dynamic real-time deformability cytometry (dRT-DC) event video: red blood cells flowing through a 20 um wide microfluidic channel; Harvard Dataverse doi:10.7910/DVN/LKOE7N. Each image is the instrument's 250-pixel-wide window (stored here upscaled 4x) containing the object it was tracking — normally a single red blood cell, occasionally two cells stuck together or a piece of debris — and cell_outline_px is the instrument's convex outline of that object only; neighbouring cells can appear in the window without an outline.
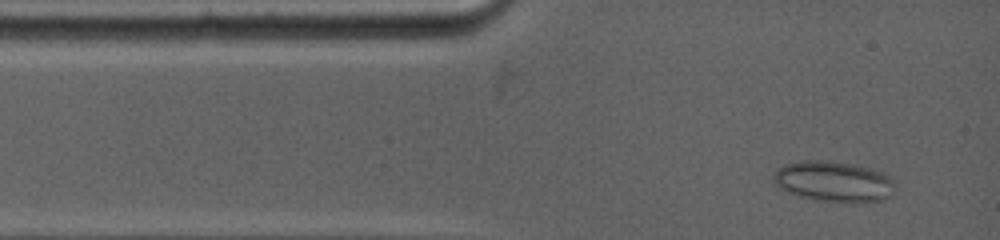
{"species": "common noctule bat (a hibernating species)", "species_latin": "Nyctalus noctula", "temperature_condition": "warm", "stored_images_in_passage": 72, "camera_frame_rate_fps": 5000, "um_per_image_px": 0.085, "animal": {"sex": "female", "body_mass_g": 19.0, "forearm_length_mm": 53.3}, "frame": {"image": 1, "passage_image": 3, "time_ms": 0.6, "image_size_px": [1000, 240], "cell_outline_px": [[896, 188], [892, 196], [880, 200], [816, 200], [800, 196], [788, 192], [780, 188], [772, 180], [772, 176], [784, 164], [800, 160], [828, 160], [852, 164], [868, 168], [880, 172], [888, 176], [892, 180]], "centroid_in_image_um": [70.83, 15.39], "position_along_channel_um": 14.2, "area_um2": 28.15}}
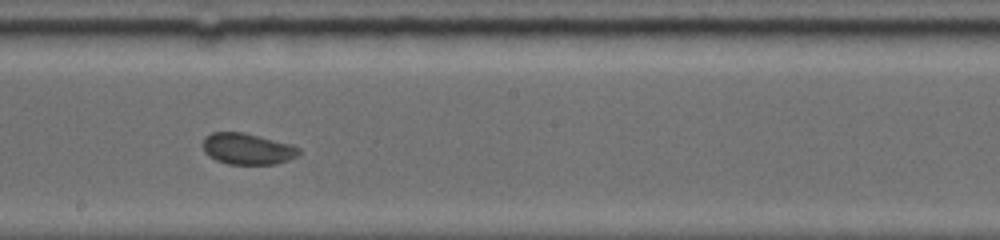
{"frame": {"image": 2, "passage_image": 37, "time_ms": 6.8, "image_size_px": [1000, 240], "cell_outline_px": [[300, 152], [296, 156], [288, 160], [276, 164], [228, 164], [216, 160], [208, 156], [204, 152], [200, 144], [204, 136], [212, 132], [244, 132], [292, 144], [300, 148]], "centroid_in_image_um": [20.98, 12.64], "position_along_channel_um": 227.2, "area_um2": 17.8}}
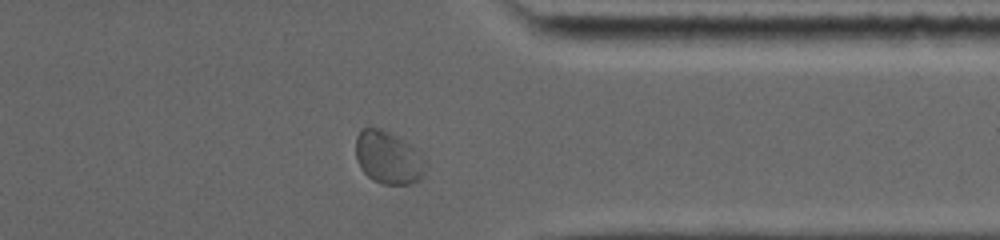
{"frame": {"image": 3, "passage_image": 65, "time_ms": 10.8, "image_size_px": [1000, 240], "cell_outline_px": [[424, 172], [416, 180], [408, 184], [384, 184], [372, 180], [360, 168], [356, 160], [356, 136], [360, 128], [376, 128], [388, 132], [404, 140], [416, 148], [420, 152], [424, 160]], "centroid_in_image_um": [32.96, 13.38], "position_along_channel_um": 378.4, "area_um2": 21.27}, "authors_computed_cell_mechanics": {"area_um2": 17.7735, "velocity_mm_per_s": 3.91, "shape_relaxation_time_tau1_ms": null, "shape_relaxation_time_tau2_ms": 1.0569, "deformation_change_tau1": null, "deformation_change_tau2": 0.0475}}